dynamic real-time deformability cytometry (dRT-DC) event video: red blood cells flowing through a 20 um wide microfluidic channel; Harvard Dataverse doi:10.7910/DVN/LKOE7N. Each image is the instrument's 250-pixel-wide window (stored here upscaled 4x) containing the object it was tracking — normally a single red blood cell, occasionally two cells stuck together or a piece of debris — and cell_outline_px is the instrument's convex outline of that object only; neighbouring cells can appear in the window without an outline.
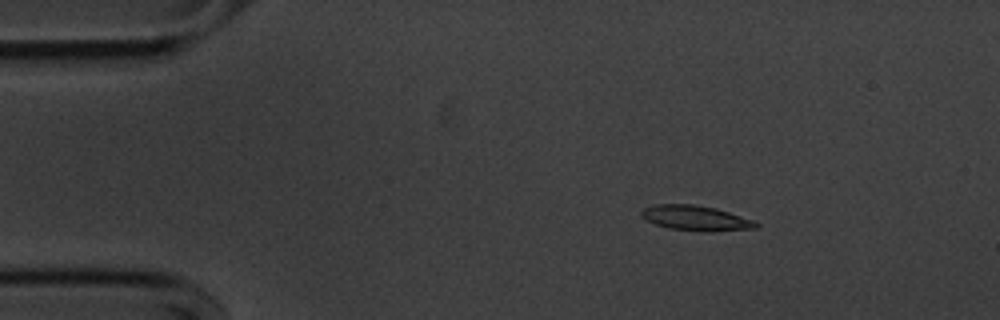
{"species": "common noctule bat (a hibernating species)", "species_latin": "Nyctalus noctula", "temperature_condition": "cold", "stored_images_in_passage": 49, "camera_frame_rate_fps": 3000, "um_per_image_px": 0.085, "animal": {"sex": "male", "body_mass_g": 20.1, "forearm_length_mm": 53.5}, "frame": {"image": 1, "passage_image": 2, "time_ms": 0.333, "image_size_px": [1000, 320], "cell_outline_px": [[760, 224], [756, 228], [708, 232], [668, 228], [656, 224], [648, 220], [640, 212], [644, 208], [652, 204], [692, 204], [716, 208], [752, 220]], "centroid_in_image_um": [59.14, 18.53], "position_along_channel_um": 25.9, "area_um2": 16.53}}
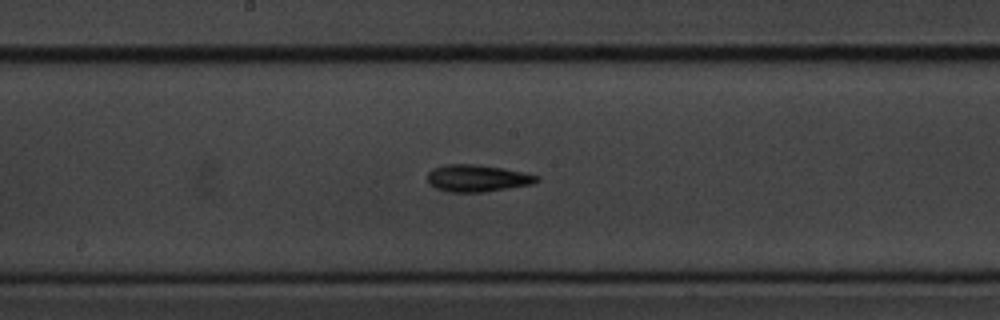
{"frame": {"image": 2, "passage_image": 22, "time_ms": 7.0, "image_size_px": [1000, 320], "cell_outline_px": [[540, 180], [532, 184], [484, 192], [448, 192], [436, 188], [428, 184], [428, 172], [432, 168], [448, 164], [476, 164], [504, 168], [540, 176]], "centroid_in_image_um": [40.56, 15.15], "position_along_channel_um": 207.6, "area_um2": 17.28}}
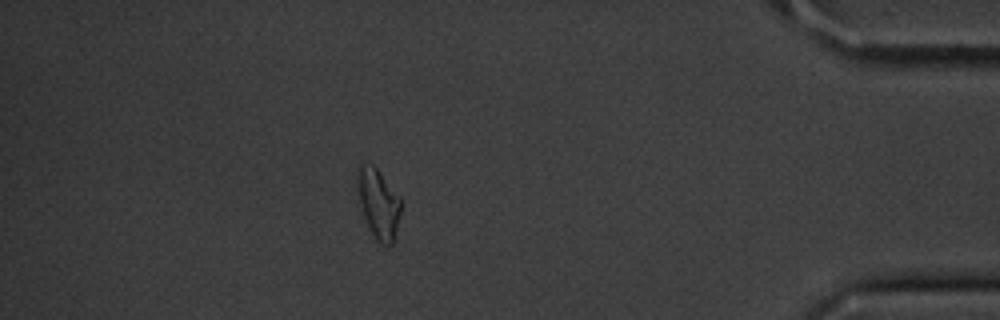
{"frame": {"image": 3, "passage_image": 42, "time_ms": 13.667, "image_size_px": [1000, 320], "cell_outline_px": [[400, 212], [392, 244], [380, 244], [372, 240], [360, 204], [356, 184], [356, 168], [360, 164], [372, 164], [376, 168], [400, 200]], "centroid_in_image_um": [32.1, 17.33], "position_along_channel_um": 403.1, "area_um2": 17.46}, "authors_computed_cell_mechanics": {"area_um2": 16.8198, "velocity_mm_per_s": 3.6057, "shape_relaxation_time_tau1_ms": 3.583, "shape_relaxation_time_tau2_ms": 4.9893, "deformation_change_tau1": 0.1009, "deformation_change_tau2": 0.1433}}